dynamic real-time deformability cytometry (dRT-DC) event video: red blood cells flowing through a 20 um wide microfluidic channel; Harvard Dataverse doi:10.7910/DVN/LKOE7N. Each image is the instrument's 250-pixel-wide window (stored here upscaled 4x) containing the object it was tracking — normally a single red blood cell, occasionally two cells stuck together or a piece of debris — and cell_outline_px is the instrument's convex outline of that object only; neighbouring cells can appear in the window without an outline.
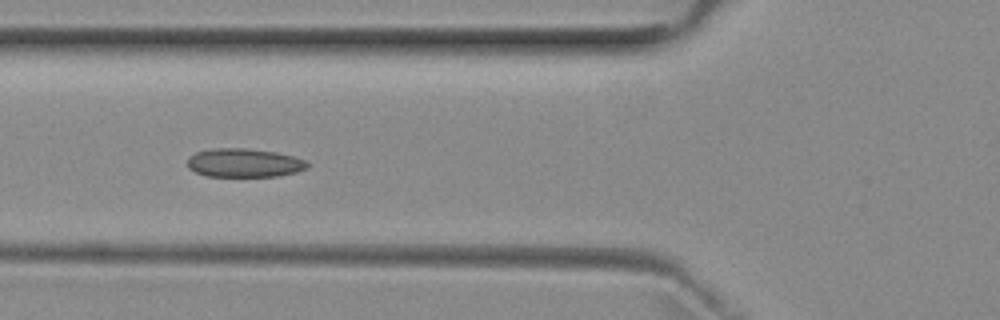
{"species": "common noctule bat (a hibernating species)", "species_latin": "Nyctalus noctula", "temperature_condition": "room temperature", "stored_images_in_passage": 5, "camera_frame_rate_fps": 3000, "um_per_image_px": 0.085, "animal": {"sex": "female", "body_mass_g": 29.2, "forearm_length_mm": 56.3}, "frame": {"image": 1, "passage_image": 3, "time_ms": 2.333, "image_size_px": [1000, 320], "cell_outline_px": [[308, 168], [296, 172], [276, 176], [204, 176], [188, 168], [188, 156], [196, 152], [212, 148], [248, 148], [276, 152], [308, 160]], "centroid_in_image_um": [20.75, 13.83], "position_along_channel_um": 105.1, "area_um2": 20.17}}
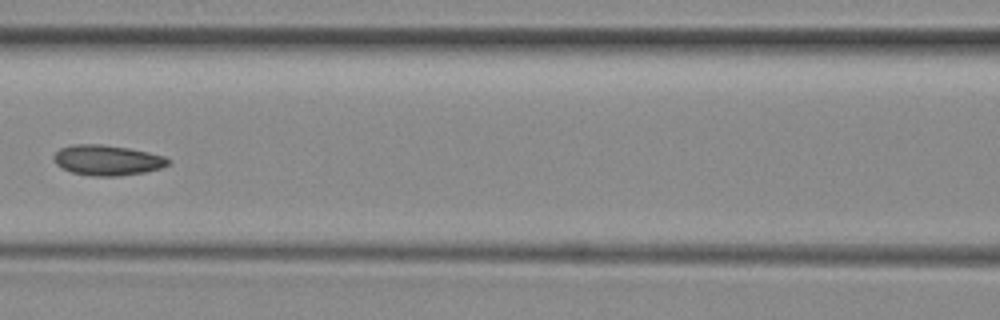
{"frame": {"image": 2, "passage_image": 4, "time_ms": 3.667, "image_size_px": [1000, 320], "cell_outline_px": [[172, 160], [168, 164], [160, 168], [144, 172], [120, 176], [92, 176], [72, 172], [56, 164], [52, 156], [60, 148], [72, 144], [100, 144], [128, 148], [148, 152], [164, 156]], "centroid_in_image_um": [9.11, 13.61], "position_along_channel_um": 157.5, "area_um2": 20.17}}
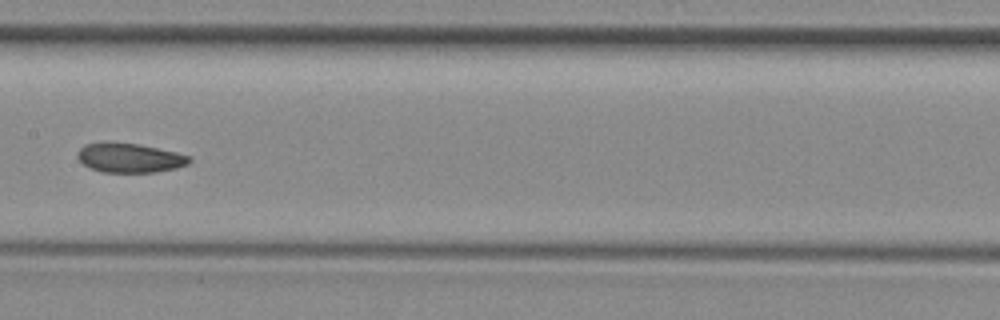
{"frame": {"image": 3, "passage_image": 5, "time_ms": 4.667, "image_size_px": [1000, 320], "cell_outline_px": [[192, 160], [188, 164], [176, 168], [156, 172], [104, 172], [92, 168], [84, 164], [76, 156], [76, 152], [84, 144], [140, 144], [176, 152], [188, 156]], "centroid_in_image_um": [11.05, 13.44], "position_along_channel_um": 196.3, "area_um2": 18.61}}